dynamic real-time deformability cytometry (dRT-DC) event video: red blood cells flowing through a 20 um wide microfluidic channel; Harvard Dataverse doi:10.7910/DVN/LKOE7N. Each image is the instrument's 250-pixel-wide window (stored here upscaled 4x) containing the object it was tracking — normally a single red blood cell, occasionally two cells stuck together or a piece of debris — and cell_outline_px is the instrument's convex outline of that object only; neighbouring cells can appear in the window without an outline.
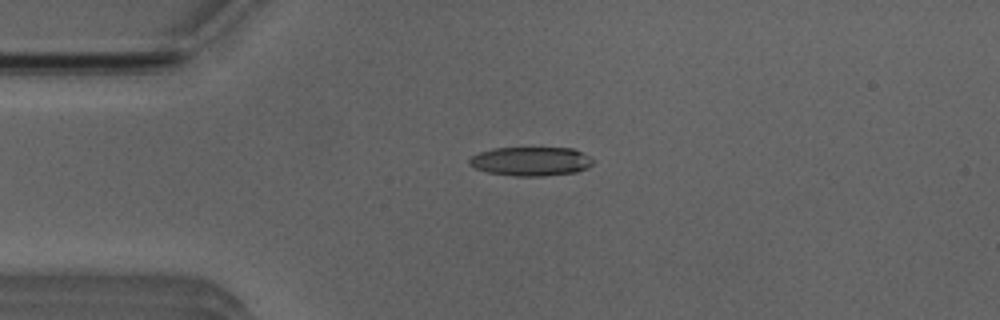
{"species": "Egyptian fruit bat (a non-hibernating species)", "species_latin": "Rousettus aegyptiacus", "temperature_condition": "room temperature", "stored_images_in_passage": 4, "camera_frame_rate_fps": 3000, "um_per_image_px": 0.085, "animal": {"sex": "male"}, "frame": {"image": 1, "passage_image": 3, "time_ms": 3.333, "image_size_px": [1000, 320], "cell_outline_px": [[592, 164], [588, 168], [576, 172], [544, 176], [516, 176], [488, 172], [476, 168], [468, 164], [468, 160], [472, 156], [480, 152], [492, 148], [572, 148], [588, 156], [592, 160]], "centroid_in_image_um": [45.11, 13.71], "position_along_channel_um": 39.9, "area_um2": 20.75}}